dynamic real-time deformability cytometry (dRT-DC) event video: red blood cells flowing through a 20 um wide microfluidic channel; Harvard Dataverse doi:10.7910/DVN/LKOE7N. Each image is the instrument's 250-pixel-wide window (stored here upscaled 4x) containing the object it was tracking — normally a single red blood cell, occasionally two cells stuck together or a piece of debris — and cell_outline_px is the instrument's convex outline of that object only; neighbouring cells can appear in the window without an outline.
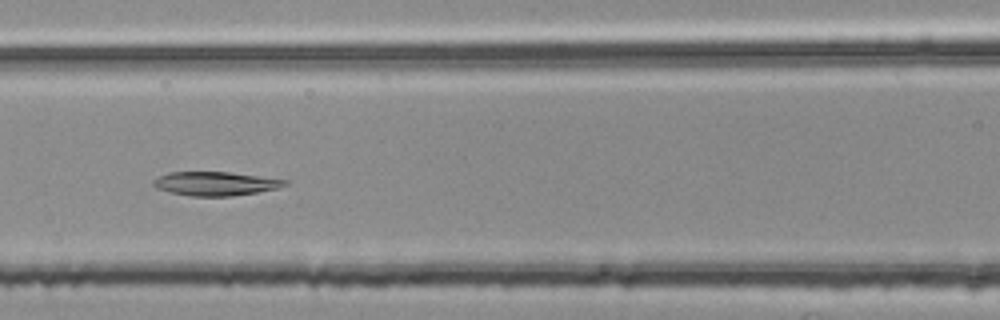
{"species": "common noctule bat (a hibernating species)", "species_latin": "Nyctalus noctula", "temperature_condition": "room temperature", "stored_images_in_passage": 40, "camera_frame_rate_fps": 3000, "um_per_image_px": 0.085, "animal": {"sex": "female", "body_mass_g": 25.1}, "frame": {"image": 1, "passage_image": 20, "time_ms": 6.333, "image_size_px": [1000, 320], "cell_outline_px": [[288, 184], [280, 188], [232, 196], [188, 196], [168, 192], [156, 188], [152, 184], [152, 180], [168, 172], [228, 172], [288, 180]], "centroid_in_image_um": [18.28, 15.61], "position_along_channel_um": 148.3, "area_um2": 18.32}}
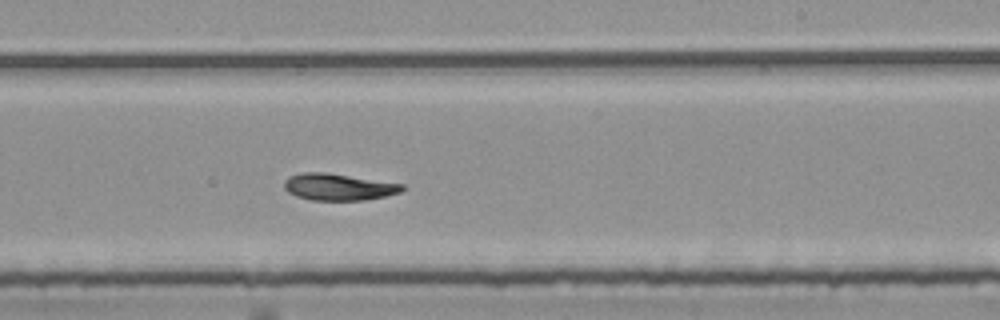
{"frame": {"image": 2, "passage_image": 29, "time_ms": 9.333, "image_size_px": [1000, 320], "cell_outline_px": [[404, 188], [400, 192], [384, 196], [364, 200], [312, 200], [296, 196], [288, 192], [284, 188], [284, 180], [288, 176], [304, 172], [328, 172], [404, 184]], "centroid_in_image_um": [28.74, 15.88], "position_along_channel_um": 260.3, "area_um2": 18.44}}
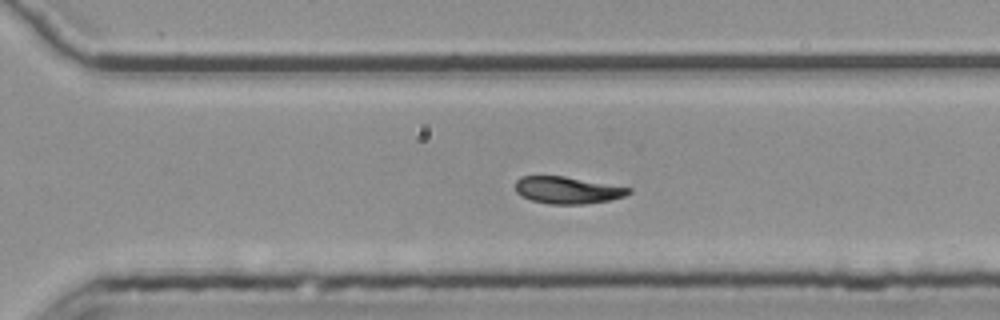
{"frame": {"image": 3, "passage_image": 34, "time_ms": 11.0, "image_size_px": [1000, 320], "cell_outline_px": [[632, 192], [624, 196], [608, 200], [584, 204], [548, 204], [532, 200], [520, 196], [516, 192], [516, 180], [520, 176], [564, 176], [632, 188]], "centroid_in_image_um": [48.21, 16.16], "position_along_channel_um": 322.4, "area_um2": 17.8}}